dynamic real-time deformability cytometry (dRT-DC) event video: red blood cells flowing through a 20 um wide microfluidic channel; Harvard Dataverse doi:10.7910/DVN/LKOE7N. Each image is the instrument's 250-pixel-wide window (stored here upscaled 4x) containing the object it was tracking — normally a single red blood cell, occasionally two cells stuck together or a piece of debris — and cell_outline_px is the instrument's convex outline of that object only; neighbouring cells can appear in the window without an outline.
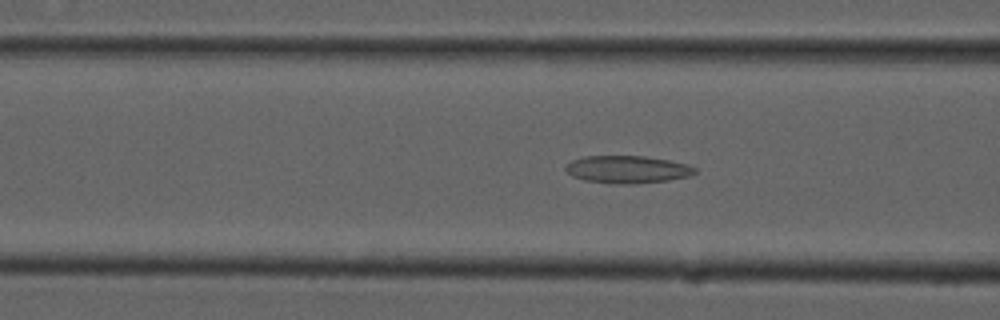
{"species": "common noctule bat (a hibernating species)", "species_latin": "Nyctalus noctula", "temperature_condition": "cold", "stored_images_in_passage": 54, "camera_frame_rate_fps": 3000, "um_per_image_px": 0.085, "animal": {"sex": "male", "forearm_length_mm": 52.5}, "frame": {"image": 1, "passage_image": 21, "time_ms": 6.667, "image_size_px": [1000, 320], "cell_outline_px": [[696, 172], [688, 176], [668, 180], [628, 184], [612, 184], [584, 180], [572, 176], [564, 168], [572, 160], [584, 156], [644, 156], [668, 160], [688, 164], [696, 168]], "centroid_in_image_um": [53.31, 14.4], "position_along_channel_um": 113.3, "area_um2": 20.63}}
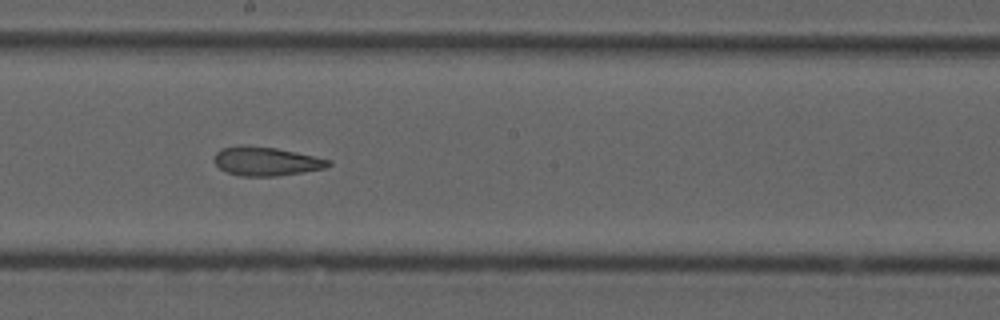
{"frame": {"image": 2, "passage_image": 30, "time_ms": 9.667, "image_size_px": [1000, 320], "cell_outline_px": [[332, 164], [324, 168], [276, 176], [240, 176], [228, 172], [220, 168], [212, 160], [216, 152], [220, 148], [276, 148], [296, 152], [332, 160]], "centroid_in_image_um": [22.65, 13.74], "position_along_channel_um": 225.5, "area_um2": 18.44}}
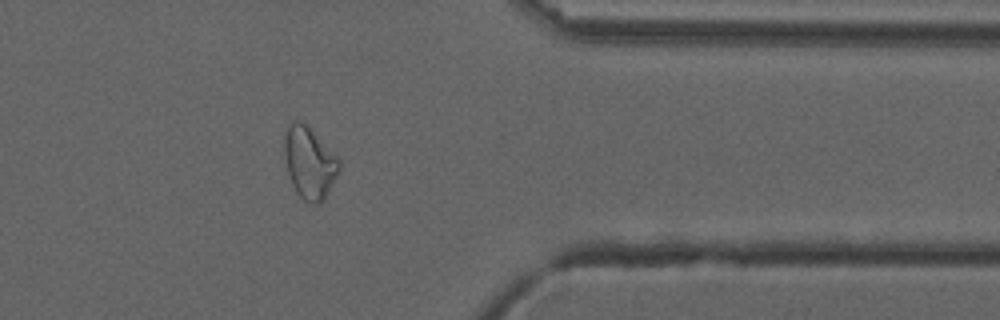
{"frame": {"image": 3, "passage_image": 44, "time_ms": 14.333, "image_size_px": [1000, 320], "cell_outline_px": [[340, 168], [336, 176], [320, 204], [312, 204], [304, 200], [296, 192], [292, 184], [288, 172], [284, 156], [284, 136], [288, 124], [292, 120], [300, 120], [340, 160]], "centroid_in_image_um": [26.26, 13.84], "position_along_channel_um": 385.1, "area_um2": 22.37}, "authors_computed_cell_mechanics": {"area_um2": 22.3108, "velocity_mm_per_s": 3.7472, "shape_relaxation_time_tau1_ms": null, "shape_relaxation_time_tau2_ms": 3.6142, "deformation_change_tau1": null, "deformation_change_tau2": 0.1204}}